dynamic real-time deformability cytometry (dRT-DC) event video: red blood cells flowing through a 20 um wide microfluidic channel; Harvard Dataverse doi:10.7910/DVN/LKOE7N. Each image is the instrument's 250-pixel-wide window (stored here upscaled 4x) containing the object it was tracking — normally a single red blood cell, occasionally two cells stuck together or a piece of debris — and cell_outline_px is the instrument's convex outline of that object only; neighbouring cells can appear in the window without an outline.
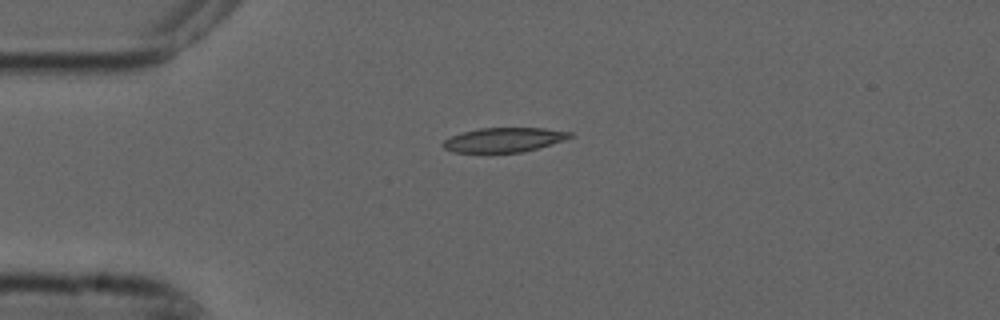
{"species": "common noctule bat (a hibernating species)", "species_latin": "Nyctalus noctula", "temperature_condition": "cold", "stored_images_in_passage": 8, "camera_frame_rate_fps": 3000, "um_per_image_px": 0.085, "animal": {"sex": "male", "forearm_length_mm": 52.5}, "frame": {"image": 1, "passage_image": 1, "time_ms": 0.0, "image_size_px": [1000, 320], "cell_outline_px": [[576, 136], [564, 140], [536, 148], [520, 152], [452, 152], [444, 148], [440, 144], [444, 140], [452, 136], [464, 132], [480, 128], [544, 128], [572, 132]], "centroid_in_image_um": [42.84, 11.88], "position_along_channel_um": 42.2, "area_um2": 17.92}}
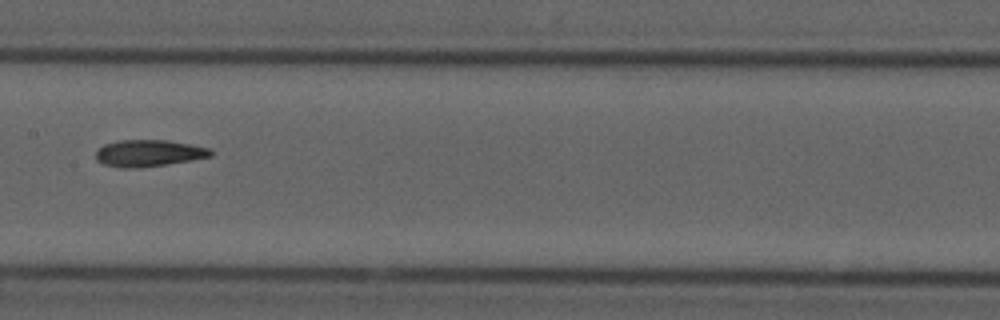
{"frame": {"image": 2, "passage_image": 5, "time_ms": 1.333, "image_size_px": [1000, 320], "cell_outline_px": [[212, 156], [192, 160], [136, 168], [120, 168], [104, 164], [96, 160], [96, 148], [104, 144], [120, 140], [168, 140], [192, 144], [208, 148], [212, 152]], "centroid_in_image_um": [12.6, 13.01], "position_along_channel_um": 194.8, "area_um2": 17.92}}
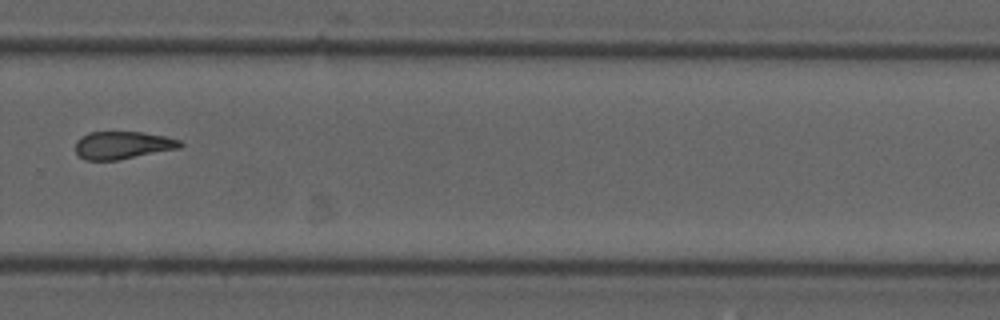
{"frame": {"image": 3, "passage_image": 8, "time_ms": 2.333, "image_size_px": [1000, 320], "cell_outline_px": [[184, 144], [180, 148], [120, 160], [84, 160], [76, 156], [76, 140], [80, 136], [88, 132], [140, 132], [164, 136], [180, 140]], "centroid_in_image_um": [10.39, 12.35], "position_along_channel_um": 319.4, "area_um2": 17.11}}